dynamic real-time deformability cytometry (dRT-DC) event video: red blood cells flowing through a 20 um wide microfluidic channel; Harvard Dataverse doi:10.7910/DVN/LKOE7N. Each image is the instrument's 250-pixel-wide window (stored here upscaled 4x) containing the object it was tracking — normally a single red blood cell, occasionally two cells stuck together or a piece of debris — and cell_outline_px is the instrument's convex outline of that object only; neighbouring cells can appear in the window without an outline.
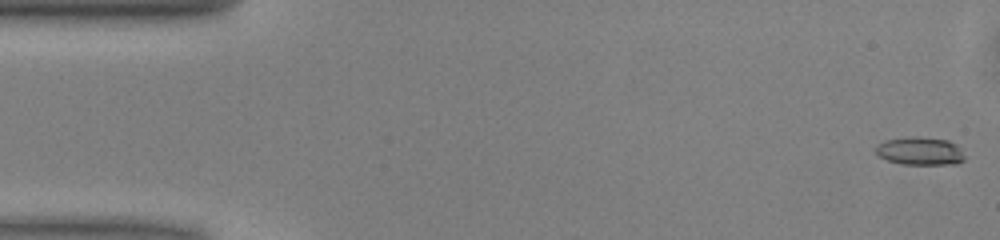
{"species": "common noctule bat (a hibernating species)", "species_latin": "Nyctalus noctula", "temperature_condition": "warm", "stored_images_in_passage": 48, "camera_frame_rate_fps": 3000, "um_per_image_px": 0.085, "animal": {"sex": "male", "body_mass_g": 13.0, "forearm_length_mm": 53.1}, "frame": {"image": 1, "passage_image": 1, "time_ms": 0.0, "image_size_px": [1000, 240], "cell_outline_px": [[964, 160], [956, 164], [900, 164], [888, 160], [880, 156], [876, 152], [876, 144], [884, 140], [912, 136], [916, 136], [948, 140], [956, 144], [960, 148], [964, 156]], "centroid_in_image_um": [78.2, 12.83], "position_along_channel_um": 6.8, "area_um2": 14.57}}
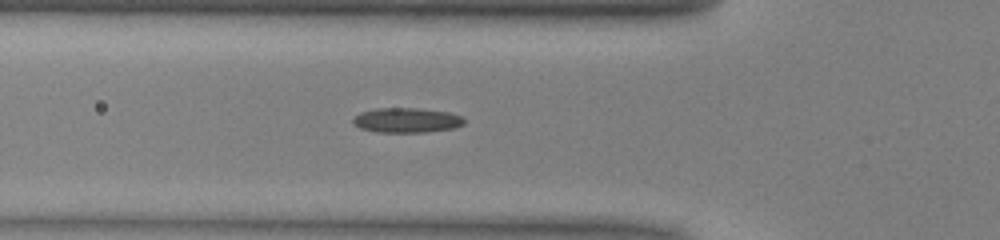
{"frame": {"image": 2, "passage_image": 17, "time_ms": 5.333, "image_size_px": [1000, 240], "cell_outline_px": [[464, 124], [452, 128], [424, 132], [376, 132], [360, 128], [352, 124], [352, 116], [360, 112], [376, 108], [420, 108], [448, 112], [460, 116], [464, 120]], "centroid_in_image_um": [34.49, 10.21], "position_along_channel_um": 91.3, "area_um2": 16.13}}
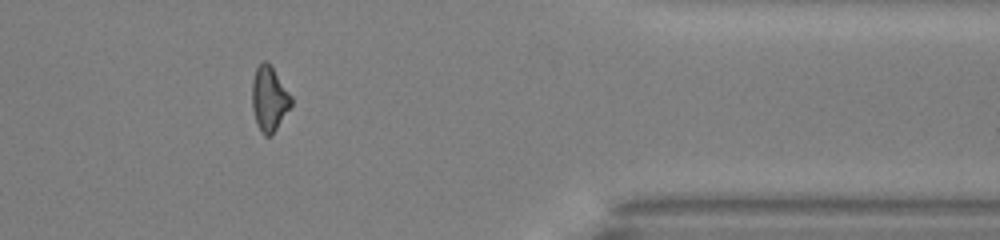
{"frame": {"image": 3, "passage_image": 41, "time_ms": 13.333, "image_size_px": [1000, 240], "cell_outline_px": [[292, 104], [272, 136], [264, 136], [260, 132], [256, 124], [252, 108], [252, 80], [256, 68], [264, 60], [272, 68], [292, 96]], "centroid_in_image_um": [22.87, 8.45], "position_along_channel_um": 388.5, "area_um2": 14.74}, "authors_computed_cell_mechanics": {"area_um2": 14.9702, "velocity_mm_per_s": 4.052, "shape_relaxation_time_tau1_ms": 9.2045, "shape_relaxation_time_tau2_ms": 5.7635, "deformation_change_tau1": 0.216, "deformation_change_tau2": 0.1706}}